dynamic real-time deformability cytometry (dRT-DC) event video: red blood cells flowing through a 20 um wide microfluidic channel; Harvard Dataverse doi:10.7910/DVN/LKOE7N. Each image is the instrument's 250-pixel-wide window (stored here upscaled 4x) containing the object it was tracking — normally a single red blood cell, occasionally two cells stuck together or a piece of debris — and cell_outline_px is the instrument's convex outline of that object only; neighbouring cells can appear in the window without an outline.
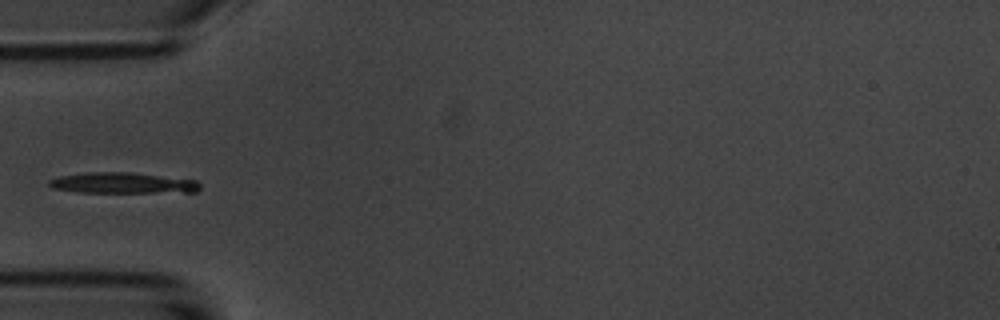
{"species": "common noctule bat (a hibernating species)", "species_latin": "Nyctalus noctula", "temperature_condition": "room temperature", "stored_images_in_passage": 10, "camera_frame_rate_fps": 3000, "um_per_image_px": 0.085, "animal": {"sex": "male", "body_mass_g": 20.1, "forearm_length_mm": 53.5}, "frame": {"image": 1, "passage_image": 4, "time_ms": 3.667, "image_size_px": [1000, 320], "cell_outline_px": [[200, 188], [196, 192], [76, 192], [52, 188], [48, 184], [48, 180], [60, 176], [88, 172], [132, 172], [196, 180], [200, 184]], "centroid_in_image_um": [10.42, 15.55], "position_along_channel_um": 74.6, "area_um2": 18.32}}
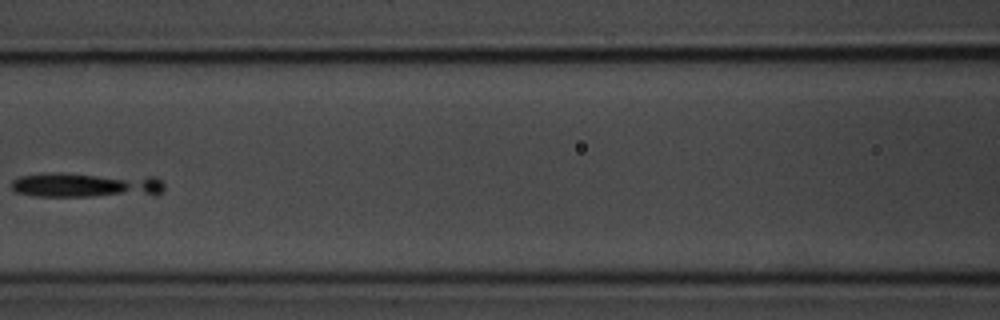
{"frame": {"image": 2, "passage_image": 6, "time_ms": 6.0, "image_size_px": [1000, 320], "cell_outline_px": [[164, 188], [160, 192], [92, 196], [36, 196], [16, 192], [12, 188], [12, 180], [20, 176], [56, 172], [60, 172], [152, 176], [160, 180], [164, 184]], "centroid_in_image_um": [7.23, 15.68], "position_along_channel_um": 159.4, "area_um2": 21.91}}